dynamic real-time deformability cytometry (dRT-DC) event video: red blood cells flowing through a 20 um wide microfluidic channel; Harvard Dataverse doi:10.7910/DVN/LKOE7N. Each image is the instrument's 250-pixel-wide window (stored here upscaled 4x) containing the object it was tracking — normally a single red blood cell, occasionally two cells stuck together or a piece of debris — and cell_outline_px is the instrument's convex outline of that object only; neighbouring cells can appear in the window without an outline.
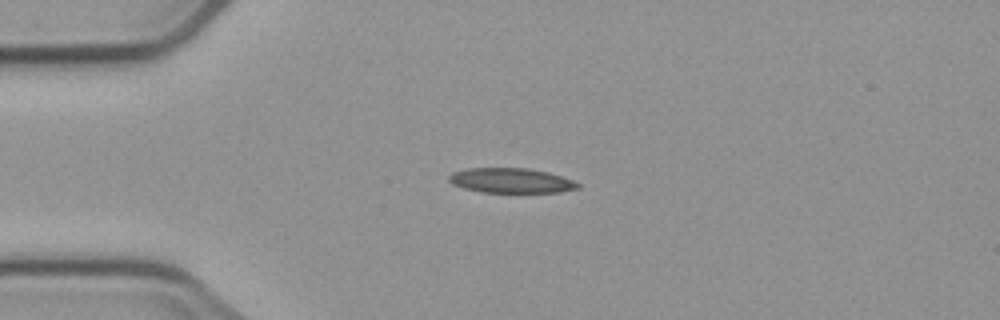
{"species": "common noctule bat (a hibernating species)", "species_latin": "Nyctalus noctula", "temperature_condition": "cold", "stored_images_in_passage": 1, "camera_frame_rate_fps": 3000, "um_per_image_px": 0.085, "animal": {"sex": "male", "body_mass_g": 23.1, "forearm_length_mm": 52.7}, "frame": {"image": 1, "passage_image": 1, "time_ms": 0.0, "image_size_px": [1000, 320], "cell_outline_px": [[580, 188], [560, 192], [484, 192], [464, 188], [452, 184], [448, 180], [448, 176], [452, 172], [464, 168], [528, 168], [548, 172], [572, 180], [580, 184]], "centroid_in_image_um": [43.42, 15.34], "position_along_channel_um": 41.6, "area_um2": 18.67}}